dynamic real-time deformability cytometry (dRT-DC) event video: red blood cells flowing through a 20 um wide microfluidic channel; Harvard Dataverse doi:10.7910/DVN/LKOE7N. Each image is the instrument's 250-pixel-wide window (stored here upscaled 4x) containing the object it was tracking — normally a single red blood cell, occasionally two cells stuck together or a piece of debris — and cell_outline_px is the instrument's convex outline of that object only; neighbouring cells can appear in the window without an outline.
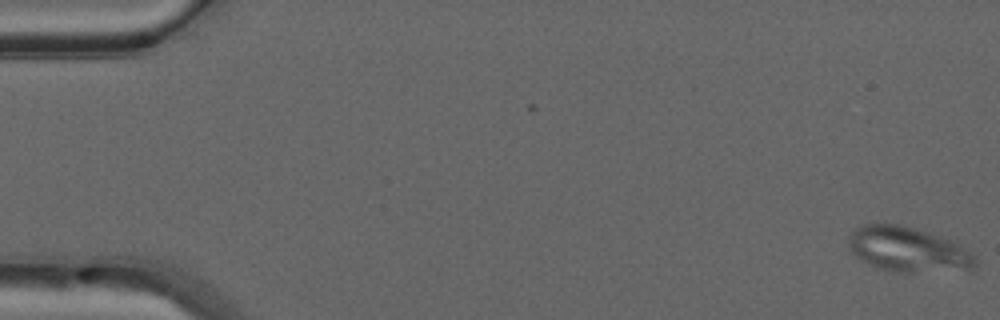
{"species": "common noctule bat (a hibernating species)", "species_latin": "Nyctalus noctula", "temperature_condition": "warm", "stored_images_in_passage": 30, "camera_frame_rate_fps": 3000, "um_per_image_px": 0.085, "animal": {"sex": "male", "forearm_length_mm": 52.5}, "frame": {"image": 1, "passage_image": 1, "time_ms": 0.0, "image_size_px": [1000, 320], "cell_outline_px": [[976, 264], [972, 272], [896, 272], [876, 268], [860, 260], [852, 252], [848, 244], [848, 236], [856, 228], [864, 224], [896, 224], [916, 228], [956, 240], [972, 252], [976, 256]], "centroid_in_image_um": [77.28, 21.23], "position_along_channel_um": 7.7, "area_um2": 34.28}}